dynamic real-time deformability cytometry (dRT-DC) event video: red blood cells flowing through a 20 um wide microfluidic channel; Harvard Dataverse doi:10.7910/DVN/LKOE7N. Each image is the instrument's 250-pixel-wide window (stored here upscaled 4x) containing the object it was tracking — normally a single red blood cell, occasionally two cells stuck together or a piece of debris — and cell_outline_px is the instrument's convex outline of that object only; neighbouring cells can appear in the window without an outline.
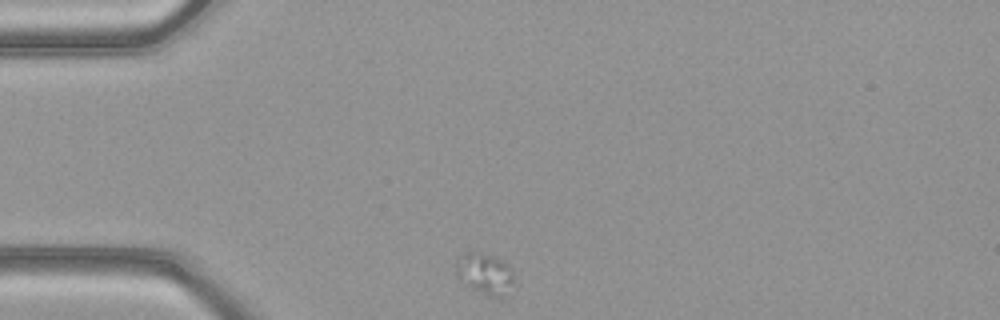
{"species": "common noctule bat (a hibernating species)", "species_latin": "Nyctalus noctula", "temperature_condition": "warm", "stored_images_in_passage": 9, "camera_frame_rate_fps": 3000, "um_per_image_px": 0.085, "animal": {"sex": "female", "body_mass_g": 21.9}, "frame": {"image": 1, "passage_image": 1, "time_ms": 0.0, "image_size_px": [1000, 320], "cell_outline_px": [[516, 288], [500, 296], [492, 296], [472, 288], [456, 280], [456, 260], [464, 252], [476, 252], [492, 256], [508, 264], [512, 268]], "centroid_in_image_um": [41.22, 23.27], "position_along_channel_um": 43.8, "area_um2": 14.1}}